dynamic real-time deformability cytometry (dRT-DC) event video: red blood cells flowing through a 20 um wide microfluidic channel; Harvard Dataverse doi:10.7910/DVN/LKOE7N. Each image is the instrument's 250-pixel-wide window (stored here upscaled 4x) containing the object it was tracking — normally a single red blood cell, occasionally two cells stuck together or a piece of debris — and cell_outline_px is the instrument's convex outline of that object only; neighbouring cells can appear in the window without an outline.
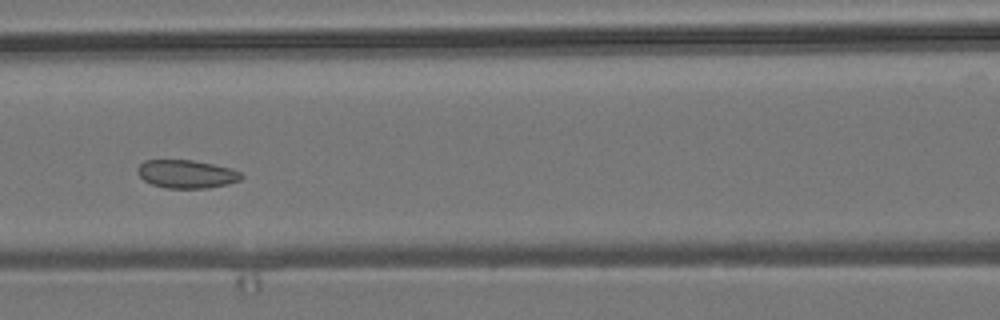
{"species": "common noctule bat (a hibernating species)", "species_latin": "Nyctalus noctula", "temperature_condition": "room temperature", "stored_images_in_passage": 5, "camera_frame_rate_fps": 3000, "um_per_image_px": 0.085, "animal": {"sex": "male", "body_mass_g": 19.2, "forearm_length_mm": 51.8}, "frame": {"image": 1, "passage_image": 3, "time_ms": 2.333, "image_size_px": [1000, 320], "cell_outline_px": [[244, 176], [240, 180], [228, 184], [208, 188], [164, 188], [152, 184], [144, 180], [136, 172], [136, 168], [144, 160], [192, 160], [212, 164], [228, 168], [240, 172]], "centroid_in_image_um": [15.82, 14.8], "position_along_channel_um": 150.8, "area_um2": 17.05}}
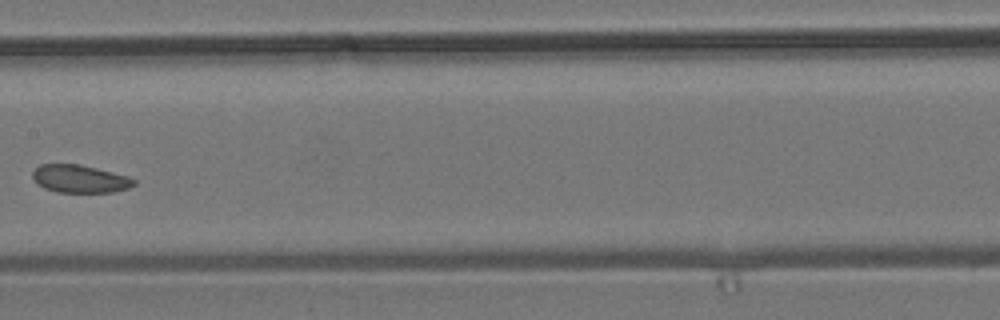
{"frame": {"image": 2, "passage_image": 4, "time_ms": 3.667, "image_size_px": [1000, 320], "cell_outline_px": [[136, 184], [128, 188], [112, 192], [56, 192], [44, 188], [32, 176], [32, 172], [40, 164], [80, 164], [128, 176], [136, 180]], "centroid_in_image_um": [6.8, 15.2], "position_along_channel_um": 200.6, "area_um2": 16.3}}